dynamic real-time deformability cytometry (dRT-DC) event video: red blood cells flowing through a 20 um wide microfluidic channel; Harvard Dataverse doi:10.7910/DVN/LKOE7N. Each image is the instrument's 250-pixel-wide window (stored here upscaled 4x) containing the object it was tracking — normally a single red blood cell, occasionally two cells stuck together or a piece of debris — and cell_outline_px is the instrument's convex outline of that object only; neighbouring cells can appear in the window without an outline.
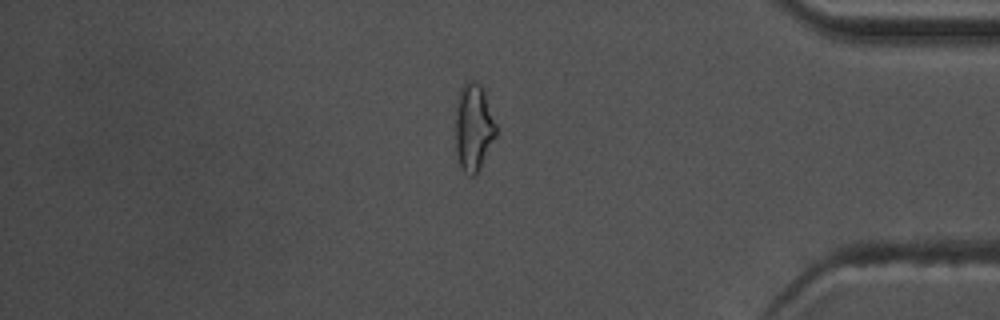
{"species": "common noctule bat (a hibernating species)", "species_latin": "Nyctalus noctula", "temperature_condition": "warm", "stored_images_in_passage": 54, "camera_frame_rate_fps": 3000, "um_per_image_px": 0.085, "animal": {"sex": "male", "body_mass_g": 17.5, "forearm_length_mm": 52.3}, "frame": {"image": 1, "passage_image": 46, "time_ms": 15.0, "image_size_px": [1000, 320], "cell_outline_px": [[496, 136], [476, 176], [468, 176], [464, 172], [460, 164], [456, 152], [456, 108], [460, 88], [468, 80], [472, 80], [480, 84], [484, 92], [496, 124]], "centroid_in_image_um": [40.25, 10.84], "position_along_channel_um": 395.0, "area_um2": 20.52}, "authors_computed_cell_mechanics": {"area_um2": 17.8891, "velocity_mm_per_s": 3.7948, "shape_relaxation_time_tau1_ms": 8.8469, "shape_relaxation_time_tau2_ms": 2.3234, "deformation_change_tau1": 0.2278, "deformation_change_tau2": 0.0832}}